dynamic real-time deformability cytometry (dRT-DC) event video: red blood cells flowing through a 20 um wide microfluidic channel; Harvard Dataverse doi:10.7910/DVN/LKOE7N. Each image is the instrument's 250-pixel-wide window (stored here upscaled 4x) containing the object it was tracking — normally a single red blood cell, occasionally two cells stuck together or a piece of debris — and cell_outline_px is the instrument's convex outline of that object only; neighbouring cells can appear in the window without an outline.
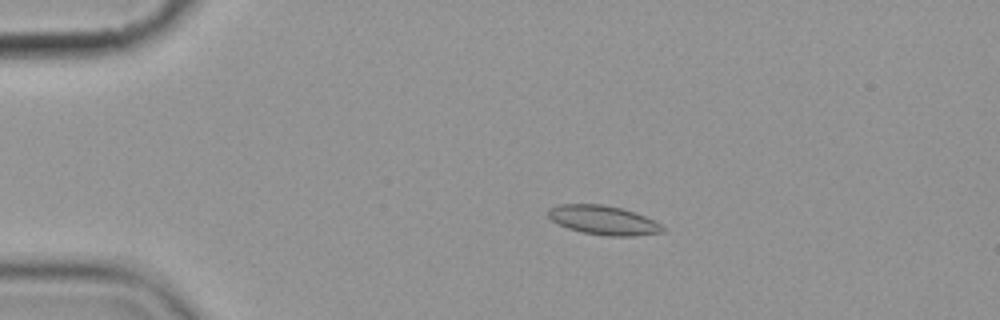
{"species": "common noctule bat (a hibernating species)", "species_latin": "Nyctalus noctula", "temperature_condition": "cold", "stored_images_in_passage": 7, "camera_frame_rate_fps": 3000, "um_per_image_px": 0.085, "animal": {"sex": "female", "body_mass_g": 19.9}, "frame": {"image": 1, "passage_image": 3, "time_ms": 3.333, "image_size_px": [1000, 320], "cell_outline_px": [[664, 232], [632, 236], [608, 236], [580, 232], [568, 228], [552, 220], [548, 216], [548, 208], [560, 204], [604, 204], [636, 212], [660, 224], [664, 228]], "centroid_in_image_um": [51.27, 18.71], "position_along_channel_um": 33.7, "area_um2": 19.36}}
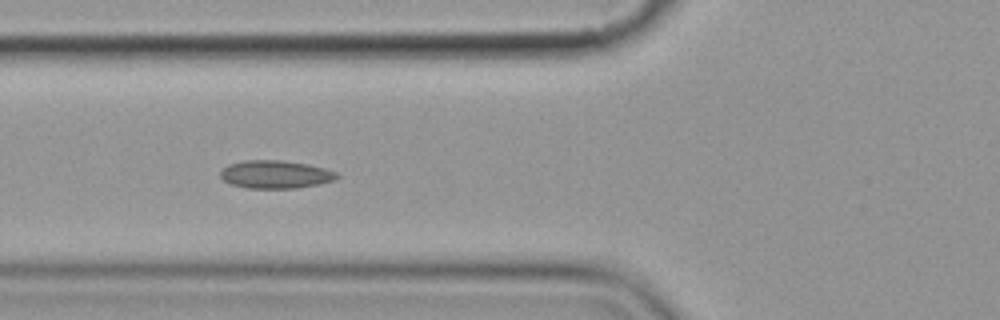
{"frame": {"image": 2, "passage_image": 6, "time_ms": 6.667, "image_size_px": [1000, 320], "cell_outline_px": [[340, 176], [336, 180], [320, 184], [296, 188], [248, 188], [232, 184], [224, 180], [220, 176], [220, 172], [228, 164], [244, 160], [280, 160], [308, 164], [324, 168], [336, 172]], "centroid_in_image_um": [23.44, 14.82], "position_along_channel_um": 102.4, "area_um2": 19.02}}
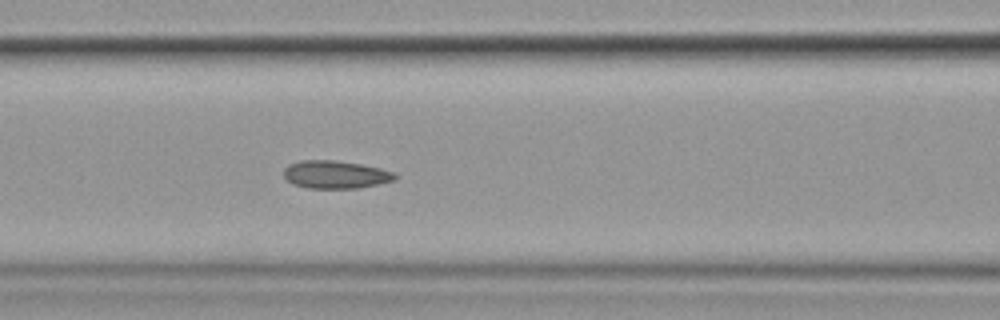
{"frame": {"image": 3, "passage_image": 7, "time_ms": 7.667, "image_size_px": [1000, 320], "cell_outline_px": [[400, 176], [396, 180], [360, 188], [308, 188], [292, 184], [284, 176], [284, 168], [288, 164], [300, 160], [336, 160], [360, 164], [380, 168], [396, 172]], "centroid_in_image_um": [28.55, 14.83], "position_along_channel_um": 138.0, "area_um2": 18.32}}